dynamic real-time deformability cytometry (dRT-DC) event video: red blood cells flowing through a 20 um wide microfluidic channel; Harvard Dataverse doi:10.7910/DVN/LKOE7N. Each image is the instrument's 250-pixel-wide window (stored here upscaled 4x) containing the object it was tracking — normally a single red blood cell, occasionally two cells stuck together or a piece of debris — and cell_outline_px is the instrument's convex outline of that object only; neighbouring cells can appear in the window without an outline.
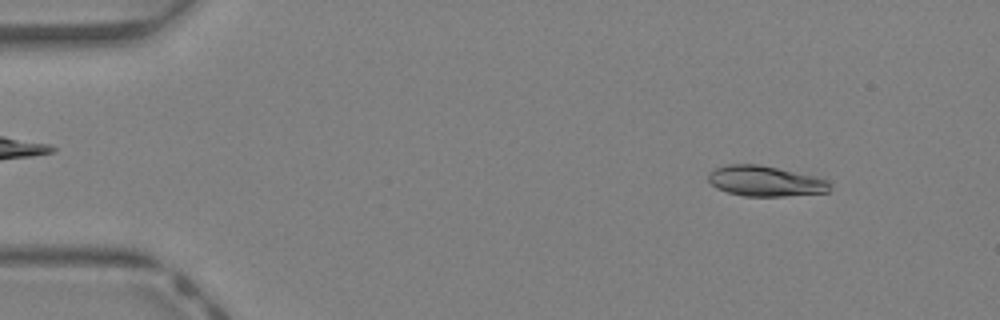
{"species": "Egyptian fruit bat (a non-hibernating species)", "species_latin": "Rousettus aegyptiacus", "temperature_condition": "warm", "stored_images_in_passage": 14, "camera_frame_rate_fps": 3000, "um_per_image_px": 0.085, "animal": {"sex": "female"}, "frame": {"image": 1, "passage_image": 5, "time_ms": 1.333, "image_size_px": [1000, 320], "cell_outline_px": [[832, 188], [828, 192], [784, 196], [744, 196], [728, 192], [716, 188], [708, 180], [708, 172], [716, 168], [728, 164], [760, 164], [816, 176], [828, 180]], "centroid_in_image_um": [65.06, 15.39], "position_along_channel_um": 19.9, "area_um2": 21.68}}